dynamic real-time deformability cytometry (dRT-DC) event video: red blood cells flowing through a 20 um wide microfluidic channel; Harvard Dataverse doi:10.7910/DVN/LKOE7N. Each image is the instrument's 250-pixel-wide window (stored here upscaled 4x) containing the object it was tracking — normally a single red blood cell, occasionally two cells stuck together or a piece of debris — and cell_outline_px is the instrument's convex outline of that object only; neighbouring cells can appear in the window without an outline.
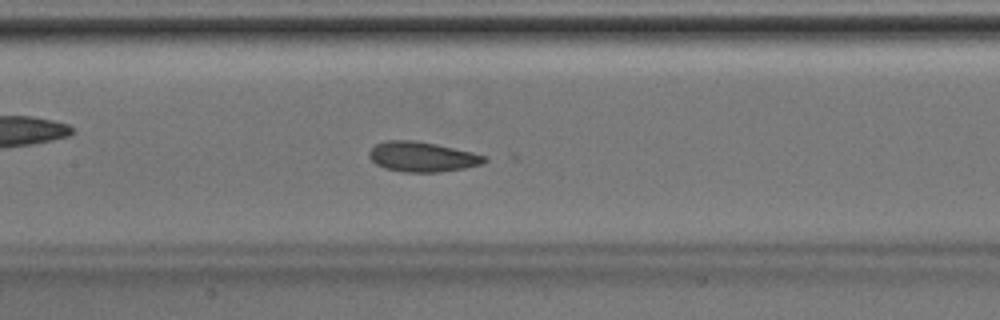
{"species": "Egyptian fruit bat (a non-hibernating species)", "species_latin": "Rousettus aegyptiacus", "temperature_condition": "room temperature", "stored_images_in_passage": 43, "camera_frame_rate_fps": 3000, "um_per_image_px": 0.085, "animal": {"sex": "male"}, "frame": {"image": 1, "passage_image": 20, "time_ms": 6.333, "image_size_px": [1000, 320], "cell_outline_px": [[488, 160], [484, 164], [464, 168], [440, 172], [404, 172], [384, 168], [376, 164], [368, 156], [368, 152], [376, 144], [388, 140], [416, 140], [436, 144], [472, 152], [484, 156]], "centroid_in_image_um": [35.88, 13.33], "position_along_channel_um": 171.5, "area_um2": 20.17}}
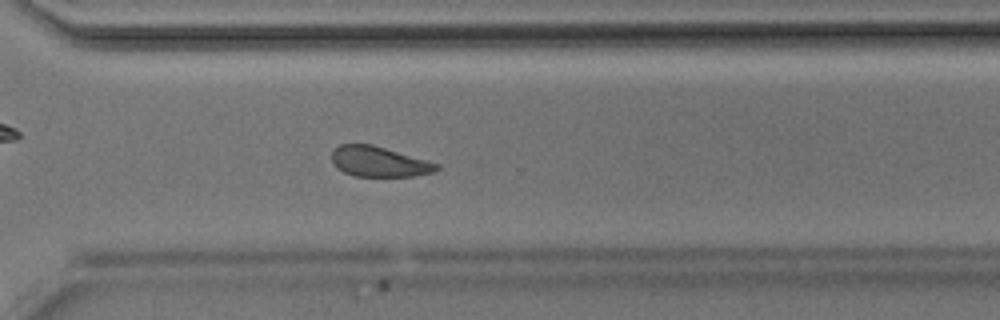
{"frame": {"image": 2, "passage_image": 31, "time_ms": 10.0, "image_size_px": [1000, 320], "cell_outline_px": [[440, 168], [432, 172], [416, 176], [352, 176], [336, 168], [332, 164], [332, 152], [340, 144], [372, 144], [440, 164]], "centroid_in_image_um": [32.2, 13.75], "position_along_channel_um": 338.4, "area_um2": 18.5}}